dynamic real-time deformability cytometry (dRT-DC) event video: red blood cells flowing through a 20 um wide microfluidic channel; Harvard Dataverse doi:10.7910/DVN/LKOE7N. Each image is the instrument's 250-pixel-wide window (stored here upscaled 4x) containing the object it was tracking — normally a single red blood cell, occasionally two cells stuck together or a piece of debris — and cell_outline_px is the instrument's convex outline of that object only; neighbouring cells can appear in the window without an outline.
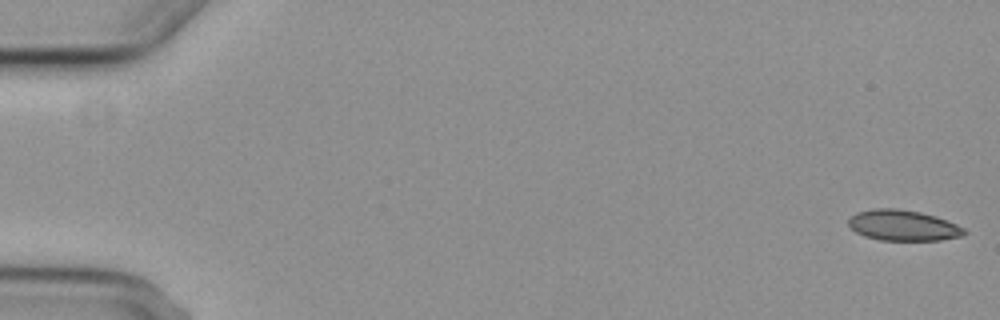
{"species": "common noctule bat (a hibernating species)", "species_latin": "Nyctalus noctula", "temperature_condition": "cold", "stored_images_in_passage": 6, "camera_frame_rate_fps": 3000, "um_per_image_px": 0.085, "animal": {"sex": "female", "body_mass_g": 29.2, "forearm_length_mm": 56.3}, "frame": {"image": 1, "passage_image": 1, "time_ms": 0.0, "image_size_px": [1000, 320], "cell_outline_px": [[968, 232], [964, 236], [940, 240], [880, 240], [864, 236], [856, 232], [848, 224], [848, 220], [856, 212], [872, 208], [896, 208], [920, 212], [936, 216], [956, 224], [964, 228]], "centroid_in_image_um": [76.77, 19.16], "position_along_channel_um": 8.2, "area_um2": 20.81}}
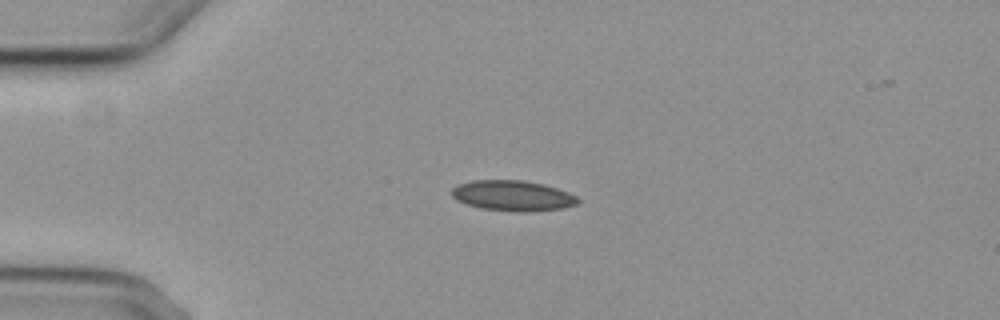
{"frame": {"image": 2, "passage_image": 4, "time_ms": 4.333, "image_size_px": [1000, 320], "cell_outline_px": [[580, 200], [576, 204], [564, 208], [528, 212], [512, 212], [480, 208], [456, 200], [452, 196], [452, 188], [460, 184], [472, 180], [524, 180], [544, 184], [568, 192], [576, 196]], "centroid_in_image_um": [43.59, 16.64], "position_along_channel_um": 41.4, "area_um2": 22.48}}
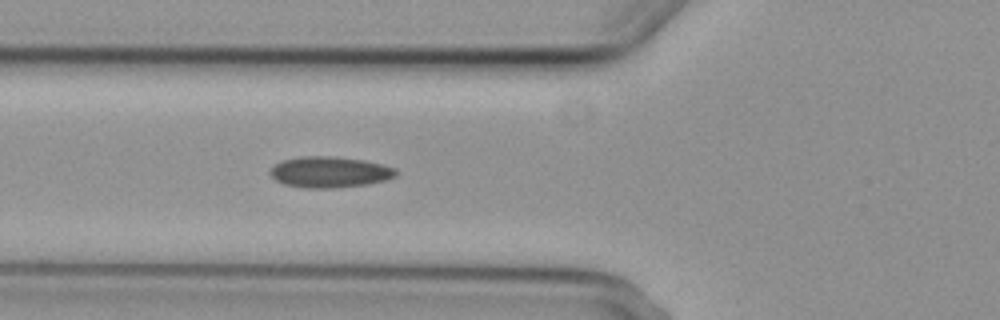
{"frame": {"image": 3, "passage_image": 6, "time_ms": 6.667, "image_size_px": [1000, 320], "cell_outline_px": [[396, 176], [384, 180], [368, 184], [336, 188], [304, 188], [284, 184], [276, 180], [268, 172], [272, 164], [284, 160], [300, 156], [332, 156], [364, 160], [396, 168]], "centroid_in_image_um": [27.98, 14.62], "position_along_channel_um": 97.8, "area_um2": 22.83}}